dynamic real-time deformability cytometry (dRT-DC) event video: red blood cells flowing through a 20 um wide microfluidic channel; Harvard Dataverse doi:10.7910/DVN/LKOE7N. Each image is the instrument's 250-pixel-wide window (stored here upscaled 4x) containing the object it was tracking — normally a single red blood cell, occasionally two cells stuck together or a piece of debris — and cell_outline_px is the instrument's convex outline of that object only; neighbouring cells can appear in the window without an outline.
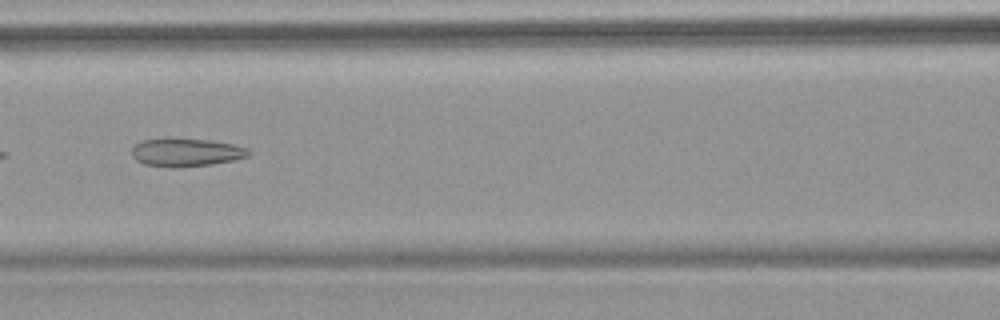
{"species": "common noctule bat (a hibernating species)", "species_latin": "Nyctalus noctula", "temperature_condition": "warm", "stored_images_in_passage": 6, "camera_frame_rate_fps": 3000, "um_per_image_px": 0.085, "animal": {"sex": "female", "body_mass_g": 18.4}, "frame": {"image": 1, "passage_image": 4, "time_ms": 4.0, "image_size_px": [1000, 320], "cell_outline_px": [[252, 152], [248, 156], [232, 160], [212, 164], [176, 168], [172, 168], [144, 164], [136, 160], [132, 156], [132, 148], [140, 140], [168, 136], [212, 140], [232, 144], [248, 148]], "centroid_in_image_um": [15.78, 12.92], "position_along_channel_um": 150.8, "area_um2": 19.83}}
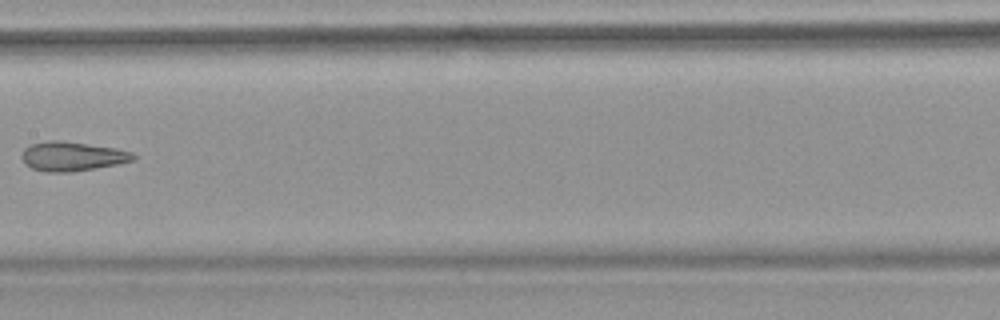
{"frame": {"image": 2, "passage_image": 5, "time_ms": 5.333, "image_size_px": [1000, 320], "cell_outline_px": [[136, 156], [132, 160], [116, 164], [96, 168], [72, 172], [48, 172], [32, 168], [24, 164], [20, 156], [24, 148], [32, 144], [48, 140], [60, 140], [116, 148], [132, 152]], "centroid_in_image_um": [6.09, 13.28], "position_along_channel_um": 201.3, "area_um2": 19.02}}
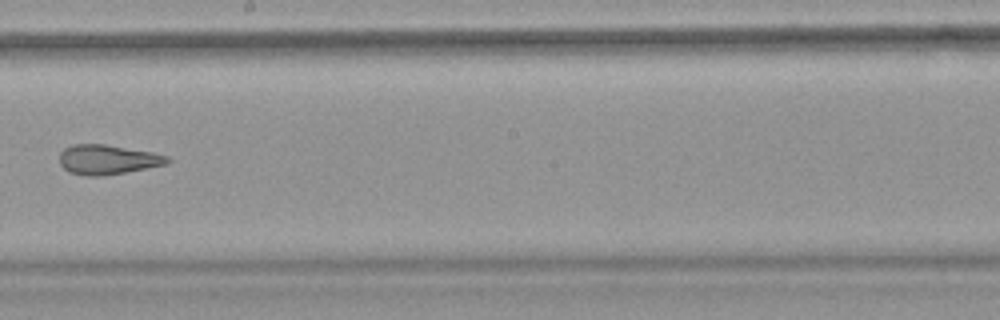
{"frame": {"image": 3, "passage_image": 6, "time_ms": 6.333, "image_size_px": [1000, 320], "cell_outline_px": [[172, 160], [168, 164], [104, 176], [88, 176], [68, 172], [60, 164], [60, 152], [64, 148], [72, 144], [104, 144], [152, 152], [168, 156]], "centroid_in_image_um": [9.15, 13.56], "position_along_channel_um": 239.1, "area_um2": 18.73}}